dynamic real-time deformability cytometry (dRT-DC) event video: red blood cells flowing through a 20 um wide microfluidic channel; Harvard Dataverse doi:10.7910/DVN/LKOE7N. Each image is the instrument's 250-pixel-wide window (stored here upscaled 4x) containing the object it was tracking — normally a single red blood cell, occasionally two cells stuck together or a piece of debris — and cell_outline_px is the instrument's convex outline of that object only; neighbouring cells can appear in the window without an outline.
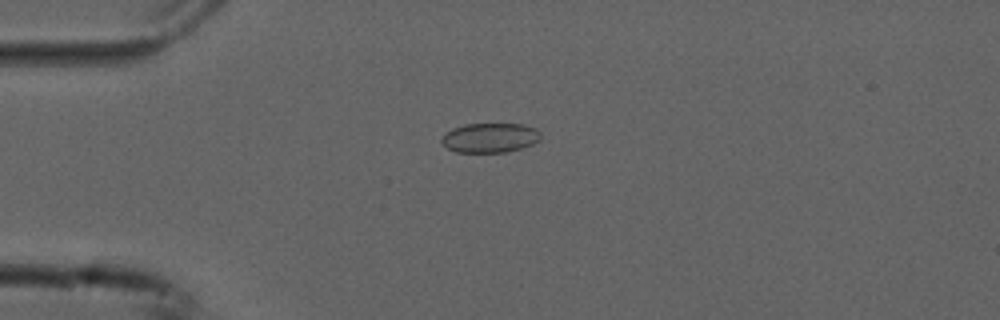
{"species": "common noctule bat (a hibernating species)", "species_latin": "Nyctalus noctula", "temperature_condition": "cold", "stored_images_in_passage": 49, "camera_frame_rate_fps": 3000, "um_per_image_px": 0.085, "animal": {"sex": "male", "forearm_length_mm": 52.5}, "frame": {"image": 1, "passage_image": 9, "time_ms": 2.667, "image_size_px": [1000, 320], "cell_outline_px": [[540, 140], [532, 144], [520, 148], [504, 152], [456, 152], [448, 148], [440, 140], [452, 128], [464, 124], [524, 124], [536, 128], [540, 132]], "centroid_in_image_um": [41.67, 11.7], "position_along_channel_um": 43.3, "area_um2": 16.94}}
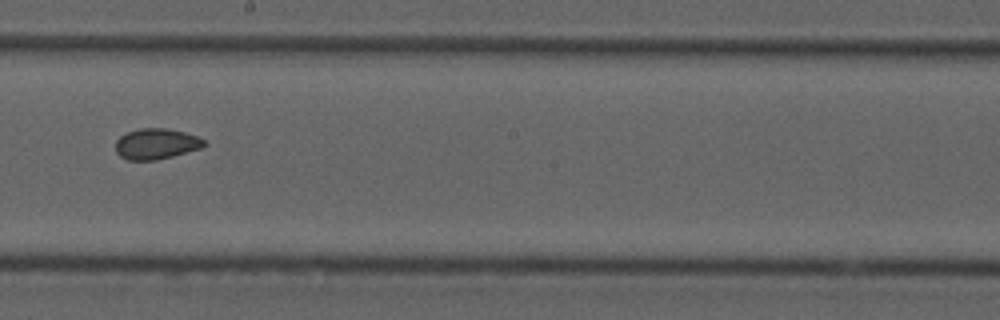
{"frame": {"image": 2, "passage_image": 26, "time_ms": 8.333, "image_size_px": [1000, 320], "cell_outline_px": [[208, 144], [200, 148], [172, 156], [156, 160], [128, 160], [120, 156], [116, 152], [116, 140], [120, 136], [128, 132], [140, 128], [168, 128], [184, 132], [196, 136], [204, 140]], "centroid_in_image_um": [13.27, 12.22], "position_along_channel_um": 234.9, "area_um2": 15.78}}
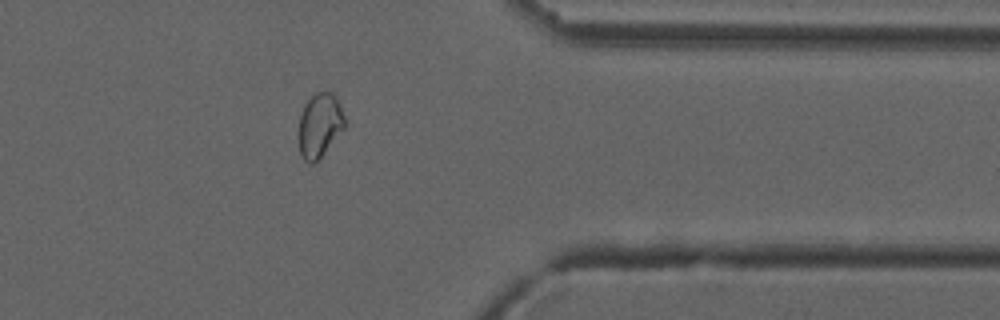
{"frame": {"image": 3, "passage_image": 39, "time_ms": 12.667, "image_size_px": [1000, 320], "cell_outline_px": [[348, 124], [320, 156], [312, 164], [308, 164], [304, 160], [300, 152], [300, 116], [304, 104], [316, 92], [332, 92], [336, 96], [348, 120]], "centroid_in_image_um": [27.22, 10.6], "position_along_channel_um": 384.2, "area_um2": 17.11}, "authors_computed_cell_mechanics": {"area_um2": 16.9354, "velocity_mm_per_s": 3.7581, "shape_relaxation_time_tau1_ms": null, "shape_relaxation_time_tau2_ms": 1.5292, "deformation_change_tau1": null, "deformation_change_tau2": 0.036}}